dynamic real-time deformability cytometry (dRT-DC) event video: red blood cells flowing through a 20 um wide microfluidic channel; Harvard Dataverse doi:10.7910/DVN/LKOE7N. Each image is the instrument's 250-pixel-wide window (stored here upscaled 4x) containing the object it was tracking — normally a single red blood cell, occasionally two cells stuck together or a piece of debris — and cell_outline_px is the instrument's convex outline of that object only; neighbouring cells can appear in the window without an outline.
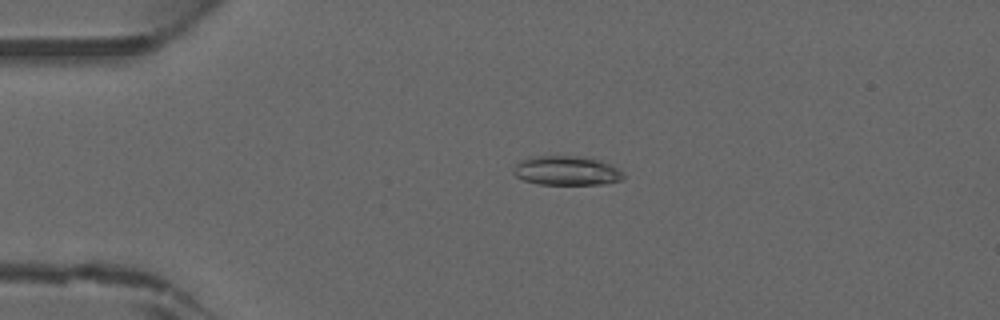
{"species": "common noctule bat (a hibernating species)", "species_latin": "Nyctalus noctula", "temperature_condition": "warm", "stored_images_in_passage": 46, "camera_frame_rate_fps": 3000, "um_per_image_px": 0.085, "animal": {"sex": "male", "forearm_length_mm": 52.5}, "frame": {"image": 1, "passage_image": 11, "time_ms": 3.333, "image_size_px": [1000, 320], "cell_outline_px": [[624, 176], [620, 180], [604, 184], [536, 184], [524, 180], [516, 176], [512, 172], [512, 168], [520, 160], [528, 156], [576, 156], [600, 160], [624, 172]], "centroid_in_image_um": [48.1, 14.5], "position_along_channel_um": 36.9, "area_um2": 18.79}}
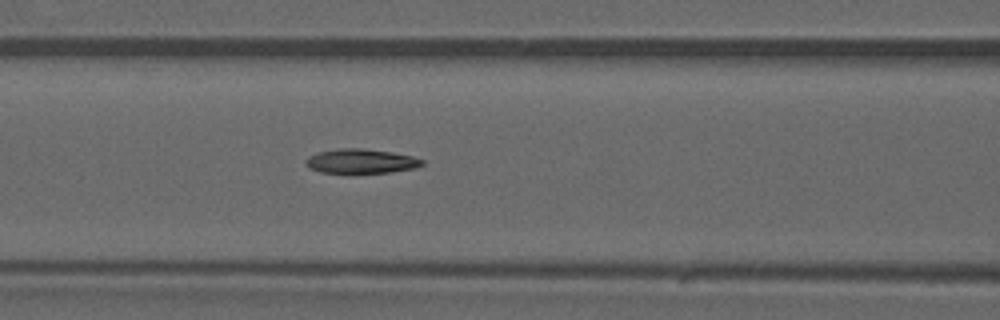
{"frame": {"image": 2, "passage_image": 20, "time_ms": 6.333, "image_size_px": [1000, 320], "cell_outline_px": [[424, 164], [416, 168], [392, 172], [320, 172], [308, 168], [304, 164], [304, 160], [308, 156], [320, 152], [340, 148], [364, 148], [392, 152], [412, 156], [424, 160]], "centroid_in_image_um": [30.68, 13.69], "position_along_channel_um": 135.9, "area_um2": 16.53}}
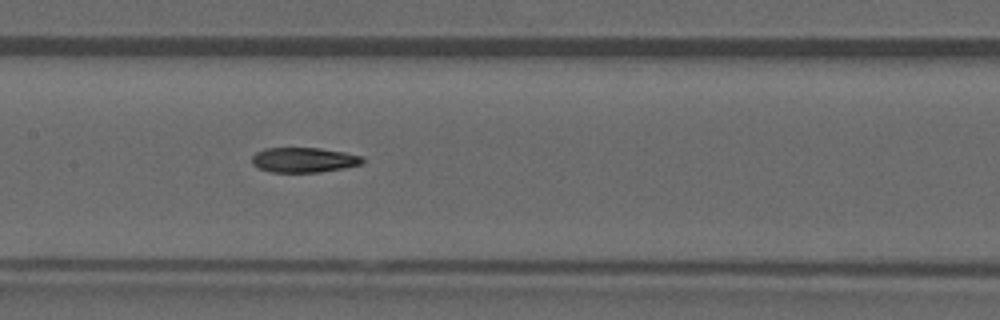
{"frame": {"image": 3, "passage_image": 23, "time_ms": 7.333, "image_size_px": [1000, 320], "cell_outline_px": [[364, 164], [344, 168], [320, 172], [272, 172], [260, 168], [252, 164], [252, 156], [256, 152], [264, 148], [320, 148], [344, 152], [364, 156]], "centroid_in_image_um": [25.86, 13.59], "position_along_channel_um": 181.5, "area_um2": 16.18}}